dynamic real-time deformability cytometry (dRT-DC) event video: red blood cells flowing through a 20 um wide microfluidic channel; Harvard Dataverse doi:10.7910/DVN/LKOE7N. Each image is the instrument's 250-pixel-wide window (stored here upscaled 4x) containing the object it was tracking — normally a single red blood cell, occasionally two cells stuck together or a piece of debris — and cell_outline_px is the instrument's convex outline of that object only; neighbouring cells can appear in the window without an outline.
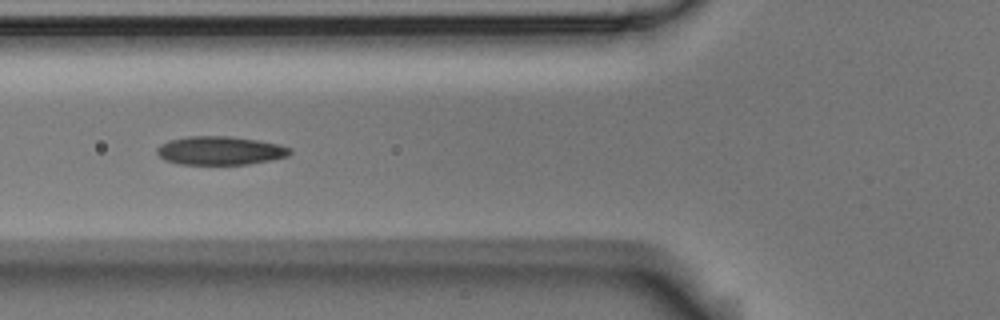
{"species": "Egyptian fruit bat (a non-hibernating species)", "species_latin": "Rousettus aegyptiacus", "temperature_condition": "room temperature", "stored_images_in_passage": 16, "camera_frame_rate_fps": 3000, "um_per_image_px": 0.085, "animal": {"sex": "male"}, "frame": {"image": 1, "passage_image": 6, "time_ms": 1.667, "image_size_px": [1000, 320], "cell_outline_px": [[292, 152], [288, 156], [248, 164], [180, 164], [164, 160], [156, 152], [156, 148], [160, 144], [168, 140], [188, 136], [228, 136], [260, 140], [280, 144], [292, 148]], "centroid_in_image_um": [18.71, 12.79], "position_along_channel_um": 107.1, "area_um2": 22.25}}
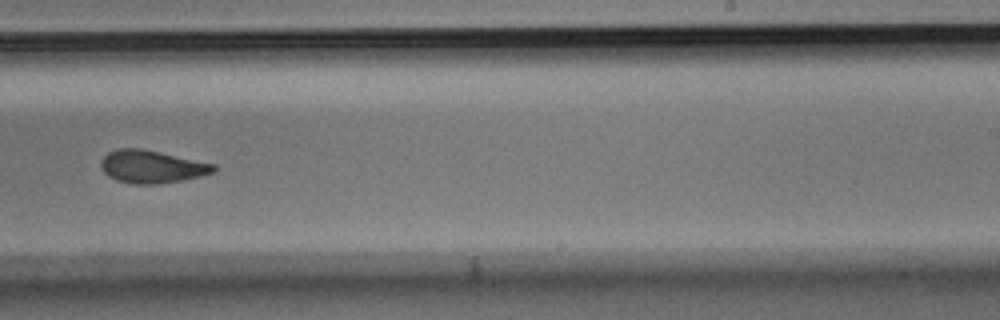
{"frame": {"image": 2, "passage_image": 10, "time_ms": 3.0, "image_size_px": [1000, 320], "cell_outline_px": [[216, 172], [200, 176], [180, 180], [156, 184], [132, 184], [116, 180], [108, 176], [100, 168], [100, 160], [108, 152], [116, 148], [140, 148], [160, 152], [216, 164]], "centroid_in_image_um": [12.87, 14.16], "position_along_channel_um": 276.1, "area_um2": 21.62}}
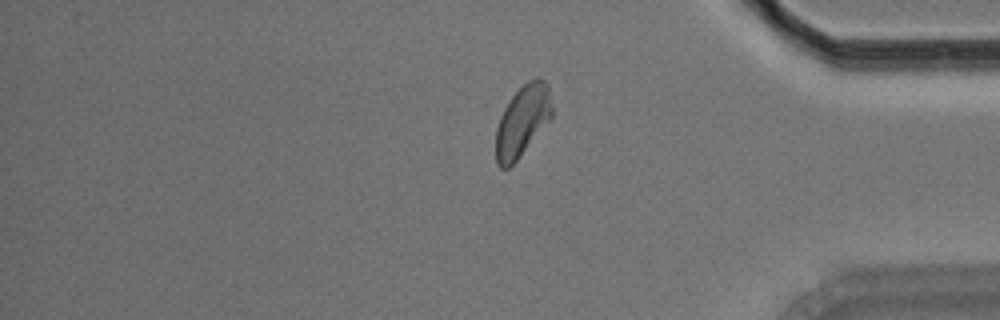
{"frame": {"image": 3, "passage_image": 16, "time_ms": 5.0, "image_size_px": [1000, 320], "cell_outline_px": [[552, 120], [516, 160], [508, 168], [500, 168], [496, 164], [496, 128], [500, 116], [504, 108], [512, 96], [528, 80], [536, 76], [540, 76], [548, 84], [552, 104]], "centroid_in_image_um": [44.43, 10.26], "position_along_channel_um": 390.8, "area_um2": 23.52}}